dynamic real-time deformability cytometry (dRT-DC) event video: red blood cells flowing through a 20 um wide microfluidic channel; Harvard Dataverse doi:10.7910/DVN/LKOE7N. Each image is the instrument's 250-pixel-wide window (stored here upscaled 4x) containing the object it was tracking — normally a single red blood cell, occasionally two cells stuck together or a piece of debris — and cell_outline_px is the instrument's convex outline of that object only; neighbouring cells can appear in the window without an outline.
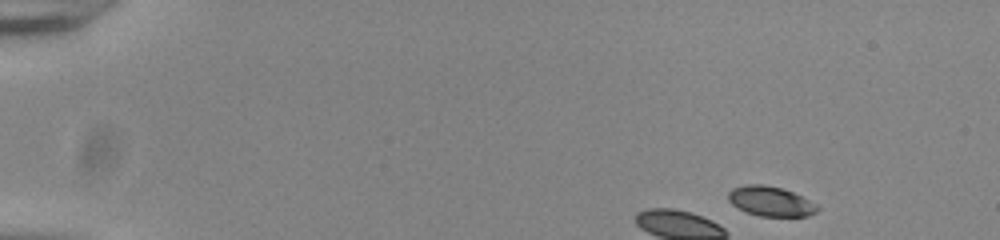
{"species": "common noctule bat (a hibernating species)", "species_latin": "Nyctalus noctula", "temperature_condition": "room temperature", "stored_images_in_passage": 10, "camera_frame_rate_fps": 3000, "um_per_image_px": 0.085, "animal": {"sex": "male", "body_mass_g": 20.0, "forearm_length_mm": 53.3}, "frame": {"image": 1, "passage_image": 1, "time_ms": 0.0, "image_size_px": [1000, 240], "cell_outline_px": [[820, 208], [816, 212], [808, 216], [760, 216], [748, 212], [732, 204], [728, 200], [728, 192], [732, 188], [744, 184], [764, 184], [780, 188], [792, 192], [816, 204]], "centroid_in_image_um": [65.48, 17.1], "position_along_channel_um": 19.5, "area_um2": 15.32}}